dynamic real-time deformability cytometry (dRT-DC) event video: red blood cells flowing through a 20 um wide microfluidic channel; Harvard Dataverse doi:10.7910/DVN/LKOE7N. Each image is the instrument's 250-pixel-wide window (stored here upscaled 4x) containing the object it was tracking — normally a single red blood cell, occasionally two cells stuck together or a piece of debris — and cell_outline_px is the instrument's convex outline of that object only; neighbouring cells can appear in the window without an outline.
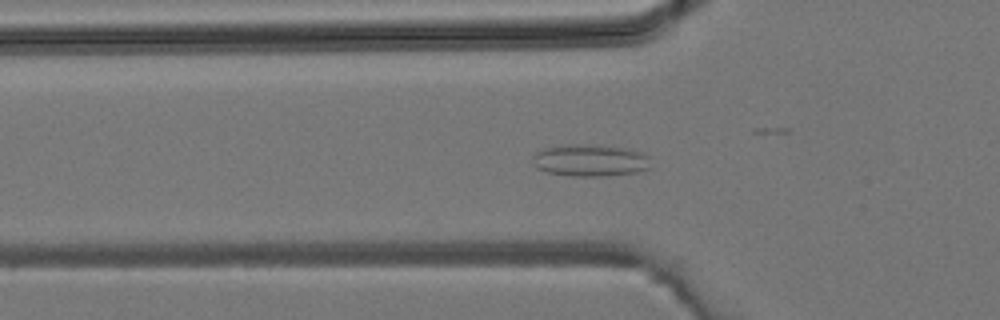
{"species": "common noctule bat (a hibernating species)", "species_latin": "Nyctalus noctula", "temperature_condition": "room temperature", "stored_images_in_passage": 32, "camera_frame_rate_fps": 3000, "um_per_image_px": 0.085, "animal": {"sex": "male", "body_mass_g": 19.2, "forearm_length_mm": 51.8}, "frame": {"image": 1, "passage_image": 4, "time_ms": 1.0, "image_size_px": [1000, 320], "cell_outline_px": [[652, 168], [636, 172], [608, 176], [572, 176], [548, 172], [536, 168], [532, 164], [532, 156], [536, 152], [544, 148], [560, 144], [584, 144], [628, 148], [644, 152], [648, 156]], "centroid_in_image_um": [50.17, 13.62], "position_along_channel_um": 75.6, "area_um2": 22.48}}
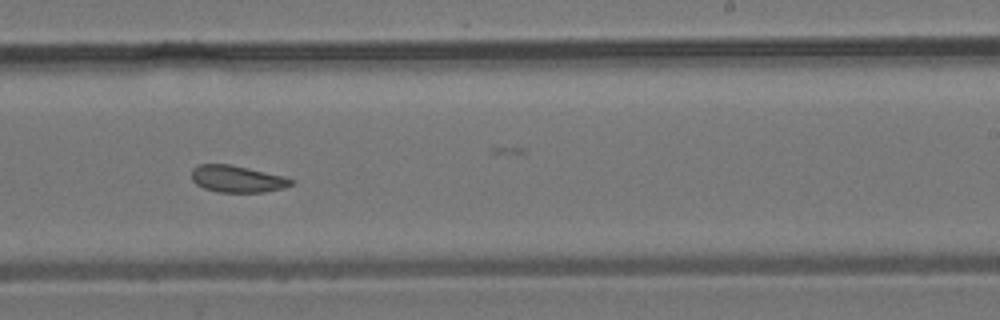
{"frame": {"image": 2, "passage_image": 16, "time_ms": 5.0, "image_size_px": [1000, 320], "cell_outline_px": [[296, 180], [292, 184], [284, 188], [264, 192], [216, 192], [204, 188], [196, 184], [192, 180], [192, 168], [200, 164], [228, 164], [284, 176]], "centroid_in_image_um": [20.16, 15.22], "position_along_channel_um": 268.8, "area_um2": 15.55}}
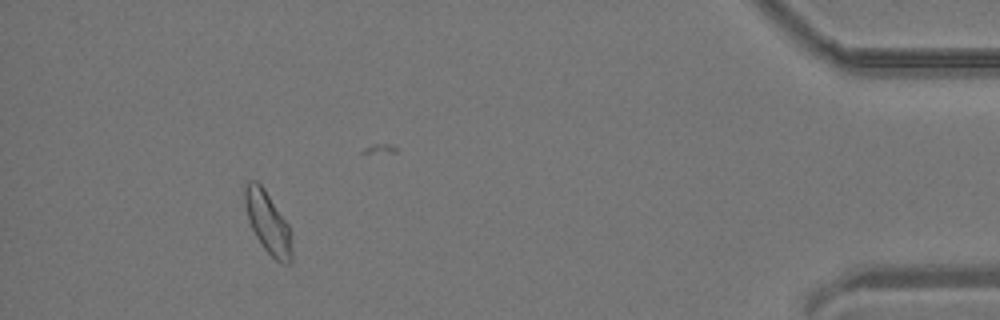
{"frame": {"image": 3, "passage_image": 29, "time_ms": 9.333, "image_size_px": [1000, 320], "cell_outline_px": [[292, 260], [288, 264], [284, 264], [276, 260], [264, 248], [256, 236], [248, 220], [244, 200], [244, 188], [248, 180], [256, 180], [264, 188], [288, 224], [292, 248]], "centroid_in_image_um": [22.76, 18.91], "position_along_channel_um": 412.4, "area_um2": 16.7}}